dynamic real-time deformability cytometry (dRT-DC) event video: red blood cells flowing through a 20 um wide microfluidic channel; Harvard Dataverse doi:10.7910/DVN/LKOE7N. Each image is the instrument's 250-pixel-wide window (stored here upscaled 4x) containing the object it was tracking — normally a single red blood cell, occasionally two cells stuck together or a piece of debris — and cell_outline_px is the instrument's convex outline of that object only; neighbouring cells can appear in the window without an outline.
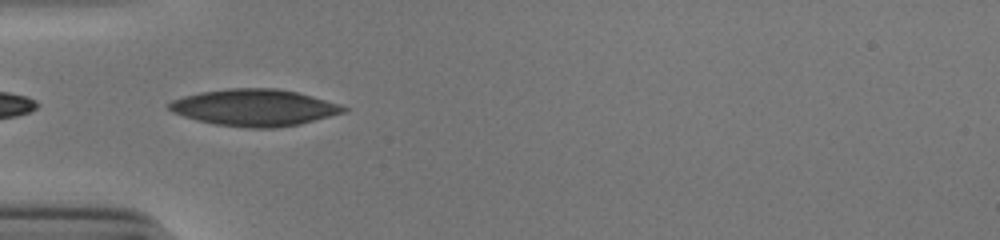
{"species": "human", "species_latin": "Homo sapiens", "temperature_condition": "cold", "stored_images_in_passage": 36, "camera_frame_rate_fps": 3000, "um_per_image_px": 0.085, "donor": {"sex": "male"}, "frame": {"image": 1, "passage_image": 1, "time_ms": 0.0, "image_size_px": [1000, 240], "cell_outline_px": [[348, 112], [300, 124], [276, 128], [248, 128], [216, 124], [196, 120], [172, 112], [168, 108], [168, 104], [172, 100], [184, 96], [200, 92], [228, 88], [276, 88], [296, 92], [312, 96], [340, 104], [348, 108]], "centroid_in_image_um": [21.65, 9.15], "position_along_channel_um": 63.3, "area_um2": 37.45}}
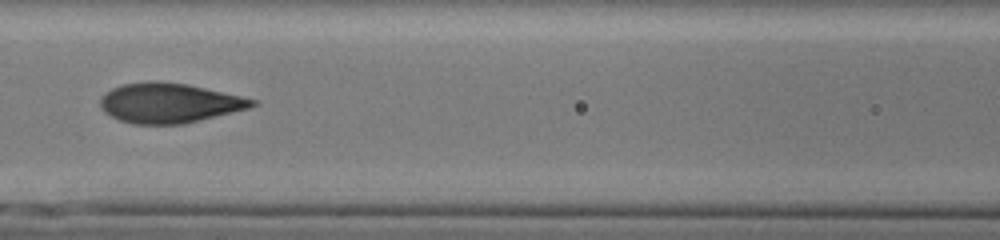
{"frame": {"image": 2, "passage_image": 8, "time_ms": 2.333, "image_size_px": [1000, 240], "cell_outline_px": [[260, 104], [248, 108], [184, 124], [132, 124], [120, 120], [104, 112], [100, 108], [100, 96], [104, 92], [112, 88], [124, 84], [148, 80], [188, 84], [260, 100]], "centroid_in_image_um": [14.38, 8.74], "position_along_channel_um": 152.2, "area_um2": 35.43}}
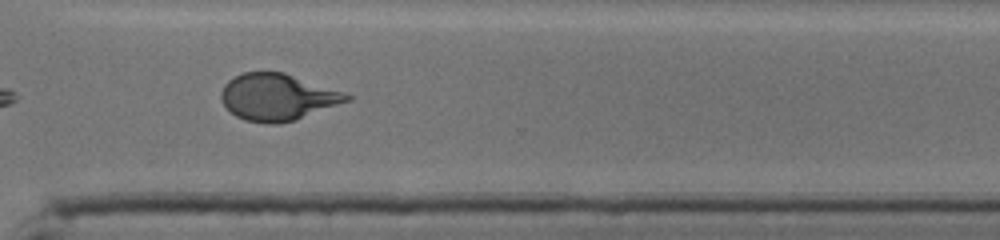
{"frame": {"image": 3, "passage_image": 23, "time_ms": 7.333, "image_size_px": [1000, 240], "cell_outline_px": [[352, 100], [296, 120], [276, 124], [268, 124], [244, 120], [236, 116], [220, 100], [220, 92], [224, 84], [228, 80], [244, 72], [284, 72], [344, 92], [352, 96]], "centroid_in_image_um": [23.59, 8.26], "position_along_channel_um": 347.0, "area_um2": 34.28}, "authors_computed_cell_mechanics": {"area_um2": 35.0268, "velocity_mm_per_s": 3.9051, "shape_relaxation_time_tau1_ms": 7.0817, "shape_relaxation_time_tau2_ms": 0.72, "deformation_change_tau1": 0.2405, "deformation_change_tau2": 0.06}}